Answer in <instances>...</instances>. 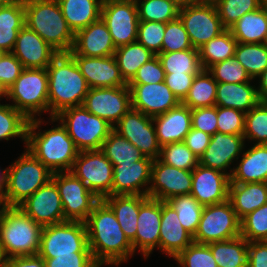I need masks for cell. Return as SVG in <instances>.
Here are the masks:
<instances>
[{
	"mask_svg": "<svg viewBox=\"0 0 267 267\" xmlns=\"http://www.w3.org/2000/svg\"><path fill=\"white\" fill-rule=\"evenodd\" d=\"M230 177L218 170L198 164L192 170L191 195L202 205L209 206L228 200Z\"/></svg>",
	"mask_w": 267,
	"mask_h": 267,
	"instance_id": "23",
	"label": "cell"
},
{
	"mask_svg": "<svg viewBox=\"0 0 267 267\" xmlns=\"http://www.w3.org/2000/svg\"><path fill=\"white\" fill-rule=\"evenodd\" d=\"M17 0H0V6H5L11 3L16 2Z\"/></svg>",
	"mask_w": 267,
	"mask_h": 267,
	"instance_id": "68",
	"label": "cell"
},
{
	"mask_svg": "<svg viewBox=\"0 0 267 267\" xmlns=\"http://www.w3.org/2000/svg\"><path fill=\"white\" fill-rule=\"evenodd\" d=\"M68 221L85 222L94 205L100 200L72 172H56L52 175Z\"/></svg>",
	"mask_w": 267,
	"mask_h": 267,
	"instance_id": "12",
	"label": "cell"
},
{
	"mask_svg": "<svg viewBox=\"0 0 267 267\" xmlns=\"http://www.w3.org/2000/svg\"><path fill=\"white\" fill-rule=\"evenodd\" d=\"M192 190V171L153 161L148 197L168 201L174 196L188 195Z\"/></svg>",
	"mask_w": 267,
	"mask_h": 267,
	"instance_id": "18",
	"label": "cell"
},
{
	"mask_svg": "<svg viewBox=\"0 0 267 267\" xmlns=\"http://www.w3.org/2000/svg\"><path fill=\"white\" fill-rule=\"evenodd\" d=\"M7 100V90L6 88L0 83V102H5Z\"/></svg>",
	"mask_w": 267,
	"mask_h": 267,
	"instance_id": "66",
	"label": "cell"
},
{
	"mask_svg": "<svg viewBox=\"0 0 267 267\" xmlns=\"http://www.w3.org/2000/svg\"><path fill=\"white\" fill-rule=\"evenodd\" d=\"M89 88H110L128 86L121 76L114 56L86 57L71 55Z\"/></svg>",
	"mask_w": 267,
	"mask_h": 267,
	"instance_id": "24",
	"label": "cell"
},
{
	"mask_svg": "<svg viewBox=\"0 0 267 267\" xmlns=\"http://www.w3.org/2000/svg\"><path fill=\"white\" fill-rule=\"evenodd\" d=\"M243 136L247 144H267V107L263 102L245 114Z\"/></svg>",
	"mask_w": 267,
	"mask_h": 267,
	"instance_id": "46",
	"label": "cell"
},
{
	"mask_svg": "<svg viewBox=\"0 0 267 267\" xmlns=\"http://www.w3.org/2000/svg\"><path fill=\"white\" fill-rule=\"evenodd\" d=\"M113 130L136 146L144 157L159 158L161 146L152 117L131 107L113 126Z\"/></svg>",
	"mask_w": 267,
	"mask_h": 267,
	"instance_id": "16",
	"label": "cell"
},
{
	"mask_svg": "<svg viewBox=\"0 0 267 267\" xmlns=\"http://www.w3.org/2000/svg\"><path fill=\"white\" fill-rule=\"evenodd\" d=\"M229 30L238 43H263L267 33V8L264 3L244 14Z\"/></svg>",
	"mask_w": 267,
	"mask_h": 267,
	"instance_id": "33",
	"label": "cell"
},
{
	"mask_svg": "<svg viewBox=\"0 0 267 267\" xmlns=\"http://www.w3.org/2000/svg\"><path fill=\"white\" fill-rule=\"evenodd\" d=\"M207 245L218 267H247L248 241L242 236Z\"/></svg>",
	"mask_w": 267,
	"mask_h": 267,
	"instance_id": "36",
	"label": "cell"
},
{
	"mask_svg": "<svg viewBox=\"0 0 267 267\" xmlns=\"http://www.w3.org/2000/svg\"><path fill=\"white\" fill-rule=\"evenodd\" d=\"M240 236V219L229 200L204 206L196 234L195 243L209 244Z\"/></svg>",
	"mask_w": 267,
	"mask_h": 267,
	"instance_id": "10",
	"label": "cell"
},
{
	"mask_svg": "<svg viewBox=\"0 0 267 267\" xmlns=\"http://www.w3.org/2000/svg\"><path fill=\"white\" fill-rule=\"evenodd\" d=\"M4 207H5V205H4L2 196H0V215H1V212H2V210H3Z\"/></svg>",
	"mask_w": 267,
	"mask_h": 267,
	"instance_id": "69",
	"label": "cell"
},
{
	"mask_svg": "<svg viewBox=\"0 0 267 267\" xmlns=\"http://www.w3.org/2000/svg\"><path fill=\"white\" fill-rule=\"evenodd\" d=\"M139 21L167 23L179 16L180 8L171 0H135Z\"/></svg>",
	"mask_w": 267,
	"mask_h": 267,
	"instance_id": "45",
	"label": "cell"
},
{
	"mask_svg": "<svg viewBox=\"0 0 267 267\" xmlns=\"http://www.w3.org/2000/svg\"><path fill=\"white\" fill-rule=\"evenodd\" d=\"M6 102L29 120L43 118L45 114L49 117L47 70L24 68L17 80L7 89Z\"/></svg>",
	"mask_w": 267,
	"mask_h": 267,
	"instance_id": "7",
	"label": "cell"
},
{
	"mask_svg": "<svg viewBox=\"0 0 267 267\" xmlns=\"http://www.w3.org/2000/svg\"><path fill=\"white\" fill-rule=\"evenodd\" d=\"M162 214V201L139 195V214L137 231L131 241L134 252L144 261L149 260L153 253L159 254V238ZM155 250V251H154Z\"/></svg>",
	"mask_w": 267,
	"mask_h": 267,
	"instance_id": "14",
	"label": "cell"
},
{
	"mask_svg": "<svg viewBox=\"0 0 267 267\" xmlns=\"http://www.w3.org/2000/svg\"><path fill=\"white\" fill-rule=\"evenodd\" d=\"M12 53L24 68L46 69L58 52L26 25L18 32Z\"/></svg>",
	"mask_w": 267,
	"mask_h": 267,
	"instance_id": "27",
	"label": "cell"
},
{
	"mask_svg": "<svg viewBox=\"0 0 267 267\" xmlns=\"http://www.w3.org/2000/svg\"><path fill=\"white\" fill-rule=\"evenodd\" d=\"M217 81L207 70H201L194 78L187 96L181 102L191 110L213 107L216 102Z\"/></svg>",
	"mask_w": 267,
	"mask_h": 267,
	"instance_id": "40",
	"label": "cell"
},
{
	"mask_svg": "<svg viewBox=\"0 0 267 267\" xmlns=\"http://www.w3.org/2000/svg\"><path fill=\"white\" fill-rule=\"evenodd\" d=\"M260 102L267 98V68L255 79Z\"/></svg>",
	"mask_w": 267,
	"mask_h": 267,
	"instance_id": "63",
	"label": "cell"
},
{
	"mask_svg": "<svg viewBox=\"0 0 267 267\" xmlns=\"http://www.w3.org/2000/svg\"><path fill=\"white\" fill-rule=\"evenodd\" d=\"M228 200L241 220L247 214L267 203L265 182L230 183Z\"/></svg>",
	"mask_w": 267,
	"mask_h": 267,
	"instance_id": "31",
	"label": "cell"
},
{
	"mask_svg": "<svg viewBox=\"0 0 267 267\" xmlns=\"http://www.w3.org/2000/svg\"><path fill=\"white\" fill-rule=\"evenodd\" d=\"M46 70L49 117H55L64 109L83 104L90 88L69 53H58Z\"/></svg>",
	"mask_w": 267,
	"mask_h": 267,
	"instance_id": "3",
	"label": "cell"
},
{
	"mask_svg": "<svg viewBox=\"0 0 267 267\" xmlns=\"http://www.w3.org/2000/svg\"><path fill=\"white\" fill-rule=\"evenodd\" d=\"M247 267H267V241L248 242Z\"/></svg>",
	"mask_w": 267,
	"mask_h": 267,
	"instance_id": "61",
	"label": "cell"
},
{
	"mask_svg": "<svg viewBox=\"0 0 267 267\" xmlns=\"http://www.w3.org/2000/svg\"><path fill=\"white\" fill-rule=\"evenodd\" d=\"M263 44L267 47V33H266V36H265Z\"/></svg>",
	"mask_w": 267,
	"mask_h": 267,
	"instance_id": "71",
	"label": "cell"
},
{
	"mask_svg": "<svg viewBox=\"0 0 267 267\" xmlns=\"http://www.w3.org/2000/svg\"><path fill=\"white\" fill-rule=\"evenodd\" d=\"M6 177H7V167L3 168L0 166V196L2 195L4 187L6 185Z\"/></svg>",
	"mask_w": 267,
	"mask_h": 267,
	"instance_id": "65",
	"label": "cell"
},
{
	"mask_svg": "<svg viewBox=\"0 0 267 267\" xmlns=\"http://www.w3.org/2000/svg\"><path fill=\"white\" fill-rule=\"evenodd\" d=\"M221 23L225 29H229L244 14L258 9L263 0H213Z\"/></svg>",
	"mask_w": 267,
	"mask_h": 267,
	"instance_id": "47",
	"label": "cell"
},
{
	"mask_svg": "<svg viewBox=\"0 0 267 267\" xmlns=\"http://www.w3.org/2000/svg\"><path fill=\"white\" fill-rule=\"evenodd\" d=\"M237 44L230 30L225 29L198 49L202 69L207 70L213 64L233 57Z\"/></svg>",
	"mask_w": 267,
	"mask_h": 267,
	"instance_id": "39",
	"label": "cell"
},
{
	"mask_svg": "<svg viewBox=\"0 0 267 267\" xmlns=\"http://www.w3.org/2000/svg\"><path fill=\"white\" fill-rule=\"evenodd\" d=\"M211 137V135L203 131L191 128L183 142L198 158H200L208 147Z\"/></svg>",
	"mask_w": 267,
	"mask_h": 267,
	"instance_id": "60",
	"label": "cell"
},
{
	"mask_svg": "<svg viewBox=\"0 0 267 267\" xmlns=\"http://www.w3.org/2000/svg\"><path fill=\"white\" fill-rule=\"evenodd\" d=\"M26 148L53 173L70 171L79 154L67 129L56 117L29 121Z\"/></svg>",
	"mask_w": 267,
	"mask_h": 267,
	"instance_id": "2",
	"label": "cell"
},
{
	"mask_svg": "<svg viewBox=\"0 0 267 267\" xmlns=\"http://www.w3.org/2000/svg\"><path fill=\"white\" fill-rule=\"evenodd\" d=\"M62 14L75 34L101 18L104 0H57Z\"/></svg>",
	"mask_w": 267,
	"mask_h": 267,
	"instance_id": "32",
	"label": "cell"
},
{
	"mask_svg": "<svg viewBox=\"0 0 267 267\" xmlns=\"http://www.w3.org/2000/svg\"><path fill=\"white\" fill-rule=\"evenodd\" d=\"M5 261H6V258L3 254L1 243H0V267H4Z\"/></svg>",
	"mask_w": 267,
	"mask_h": 267,
	"instance_id": "67",
	"label": "cell"
},
{
	"mask_svg": "<svg viewBox=\"0 0 267 267\" xmlns=\"http://www.w3.org/2000/svg\"><path fill=\"white\" fill-rule=\"evenodd\" d=\"M100 150L113 165L133 163L144 158L136 146L114 130L109 133Z\"/></svg>",
	"mask_w": 267,
	"mask_h": 267,
	"instance_id": "42",
	"label": "cell"
},
{
	"mask_svg": "<svg viewBox=\"0 0 267 267\" xmlns=\"http://www.w3.org/2000/svg\"><path fill=\"white\" fill-rule=\"evenodd\" d=\"M127 85L131 93L132 108L152 118L181 103L165 82Z\"/></svg>",
	"mask_w": 267,
	"mask_h": 267,
	"instance_id": "22",
	"label": "cell"
},
{
	"mask_svg": "<svg viewBox=\"0 0 267 267\" xmlns=\"http://www.w3.org/2000/svg\"><path fill=\"white\" fill-rule=\"evenodd\" d=\"M70 172L100 200L112 195L113 164L100 149L79 151Z\"/></svg>",
	"mask_w": 267,
	"mask_h": 267,
	"instance_id": "11",
	"label": "cell"
},
{
	"mask_svg": "<svg viewBox=\"0 0 267 267\" xmlns=\"http://www.w3.org/2000/svg\"><path fill=\"white\" fill-rule=\"evenodd\" d=\"M25 26L24 0L0 6V50L12 52L18 32Z\"/></svg>",
	"mask_w": 267,
	"mask_h": 267,
	"instance_id": "34",
	"label": "cell"
},
{
	"mask_svg": "<svg viewBox=\"0 0 267 267\" xmlns=\"http://www.w3.org/2000/svg\"><path fill=\"white\" fill-rule=\"evenodd\" d=\"M101 18L116 48L137 40L139 17L135 0H104Z\"/></svg>",
	"mask_w": 267,
	"mask_h": 267,
	"instance_id": "15",
	"label": "cell"
},
{
	"mask_svg": "<svg viewBox=\"0 0 267 267\" xmlns=\"http://www.w3.org/2000/svg\"><path fill=\"white\" fill-rule=\"evenodd\" d=\"M180 9L191 5L199 4L205 0H171Z\"/></svg>",
	"mask_w": 267,
	"mask_h": 267,
	"instance_id": "64",
	"label": "cell"
},
{
	"mask_svg": "<svg viewBox=\"0 0 267 267\" xmlns=\"http://www.w3.org/2000/svg\"><path fill=\"white\" fill-rule=\"evenodd\" d=\"M240 236L248 242L267 241V203L240 220Z\"/></svg>",
	"mask_w": 267,
	"mask_h": 267,
	"instance_id": "50",
	"label": "cell"
},
{
	"mask_svg": "<svg viewBox=\"0 0 267 267\" xmlns=\"http://www.w3.org/2000/svg\"><path fill=\"white\" fill-rule=\"evenodd\" d=\"M103 200L114 211L121 229L131 242L137 231L139 195H109Z\"/></svg>",
	"mask_w": 267,
	"mask_h": 267,
	"instance_id": "35",
	"label": "cell"
},
{
	"mask_svg": "<svg viewBox=\"0 0 267 267\" xmlns=\"http://www.w3.org/2000/svg\"><path fill=\"white\" fill-rule=\"evenodd\" d=\"M25 25L35 31L58 53H69L74 33L69 28L57 0H24Z\"/></svg>",
	"mask_w": 267,
	"mask_h": 267,
	"instance_id": "4",
	"label": "cell"
},
{
	"mask_svg": "<svg viewBox=\"0 0 267 267\" xmlns=\"http://www.w3.org/2000/svg\"><path fill=\"white\" fill-rule=\"evenodd\" d=\"M85 225L88 246L101 267H119L137 257L114 211L104 200L94 205Z\"/></svg>",
	"mask_w": 267,
	"mask_h": 267,
	"instance_id": "1",
	"label": "cell"
},
{
	"mask_svg": "<svg viewBox=\"0 0 267 267\" xmlns=\"http://www.w3.org/2000/svg\"><path fill=\"white\" fill-rule=\"evenodd\" d=\"M207 71L217 83H246L254 81L235 55L210 66Z\"/></svg>",
	"mask_w": 267,
	"mask_h": 267,
	"instance_id": "49",
	"label": "cell"
},
{
	"mask_svg": "<svg viewBox=\"0 0 267 267\" xmlns=\"http://www.w3.org/2000/svg\"><path fill=\"white\" fill-rule=\"evenodd\" d=\"M165 29L166 23L139 21L136 41L157 55L162 49Z\"/></svg>",
	"mask_w": 267,
	"mask_h": 267,
	"instance_id": "53",
	"label": "cell"
},
{
	"mask_svg": "<svg viewBox=\"0 0 267 267\" xmlns=\"http://www.w3.org/2000/svg\"><path fill=\"white\" fill-rule=\"evenodd\" d=\"M165 74H198L201 70L199 51L194 47L183 51L157 54Z\"/></svg>",
	"mask_w": 267,
	"mask_h": 267,
	"instance_id": "41",
	"label": "cell"
},
{
	"mask_svg": "<svg viewBox=\"0 0 267 267\" xmlns=\"http://www.w3.org/2000/svg\"><path fill=\"white\" fill-rule=\"evenodd\" d=\"M24 67L12 52H7L0 60V83L6 90L17 80Z\"/></svg>",
	"mask_w": 267,
	"mask_h": 267,
	"instance_id": "58",
	"label": "cell"
},
{
	"mask_svg": "<svg viewBox=\"0 0 267 267\" xmlns=\"http://www.w3.org/2000/svg\"><path fill=\"white\" fill-rule=\"evenodd\" d=\"M263 2H264V5H265L266 8H267V0H263Z\"/></svg>",
	"mask_w": 267,
	"mask_h": 267,
	"instance_id": "73",
	"label": "cell"
},
{
	"mask_svg": "<svg viewBox=\"0 0 267 267\" xmlns=\"http://www.w3.org/2000/svg\"><path fill=\"white\" fill-rule=\"evenodd\" d=\"M165 71L157 55L144 63L128 84H150L164 82Z\"/></svg>",
	"mask_w": 267,
	"mask_h": 267,
	"instance_id": "56",
	"label": "cell"
},
{
	"mask_svg": "<svg viewBox=\"0 0 267 267\" xmlns=\"http://www.w3.org/2000/svg\"><path fill=\"white\" fill-rule=\"evenodd\" d=\"M158 159L166 165L187 171H192L199 164V158L183 141L161 146Z\"/></svg>",
	"mask_w": 267,
	"mask_h": 267,
	"instance_id": "48",
	"label": "cell"
},
{
	"mask_svg": "<svg viewBox=\"0 0 267 267\" xmlns=\"http://www.w3.org/2000/svg\"><path fill=\"white\" fill-rule=\"evenodd\" d=\"M29 119L10 103L0 102V142L19 139L26 148Z\"/></svg>",
	"mask_w": 267,
	"mask_h": 267,
	"instance_id": "38",
	"label": "cell"
},
{
	"mask_svg": "<svg viewBox=\"0 0 267 267\" xmlns=\"http://www.w3.org/2000/svg\"><path fill=\"white\" fill-rule=\"evenodd\" d=\"M197 74H165L164 82L172 93L182 102L188 94L192 82Z\"/></svg>",
	"mask_w": 267,
	"mask_h": 267,
	"instance_id": "59",
	"label": "cell"
},
{
	"mask_svg": "<svg viewBox=\"0 0 267 267\" xmlns=\"http://www.w3.org/2000/svg\"><path fill=\"white\" fill-rule=\"evenodd\" d=\"M192 48L188 33L180 18L167 22L161 52L183 51Z\"/></svg>",
	"mask_w": 267,
	"mask_h": 267,
	"instance_id": "52",
	"label": "cell"
},
{
	"mask_svg": "<svg viewBox=\"0 0 267 267\" xmlns=\"http://www.w3.org/2000/svg\"><path fill=\"white\" fill-rule=\"evenodd\" d=\"M42 228L19 207L5 206L0 215V243L5 258L38 255Z\"/></svg>",
	"mask_w": 267,
	"mask_h": 267,
	"instance_id": "6",
	"label": "cell"
},
{
	"mask_svg": "<svg viewBox=\"0 0 267 267\" xmlns=\"http://www.w3.org/2000/svg\"><path fill=\"white\" fill-rule=\"evenodd\" d=\"M264 105L267 107V98H265L263 101Z\"/></svg>",
	"mask_w": 267,
	"mask_h": 267,
	"instance_id": "72",
	"label": "cell"
},
{
	"mask_svg": "<svg viewBox=\"0 0 267 267\" xmlns=\"http://www.w3.org/2000/svg\"><path fill=\"white\" fill-rule=\"evenodd\" d=\"M5 53H6L5 51L0 50V60H1V58L3 57V55H4Z\"/></svg>",
	"mask_w": 267,
	"mask_h": 267,
	"instance_id": "70",
	"label": "cell"
},
{
	"mask_svg": "<svg viewBox=\"0 0 267 267\" xmlns=\"http://www.w3.org/2000/svg\"><path fill=\"white\" fill-rule=\"evenodd\" d=\"M175 267H218L207 244L191 243L176 258Z\"/></svg>",
	"mask_w": 267,
	"mask_h": 267,
	"instance_id": "51",
	"label": "cell"
},
{
	"mask_svg": "<svg viewBox=\"0 0 267 267\" xmlns=\"http://www.w3.org/2000/svg\"><path fill=\"white\" fill-rule=\"evenodd\" d=\"M74 252H91L85 222L67 220L42 228L38 253L41 258L74 255Z\"/></svg>",
	"mask_w": 267,
	"mask_h": 267,
	"instance_id": "9",
	"label": "cell"
},
{
	"mask_svg": "<svg viewBox=\"0 0 267 267\" xmlns=\"http://www.w3.org/2000/svg\"><path fill=\"white\" fill-rule=\"evenodd\" d=\"M245 145L243 135L216 132L212 135L204 154L199 158V164L221 171L230 177Z\"/></svg>",
	"mask_w": 267,
	"mask_h": 267,
	"instance_id": "20",
	"label": "cell"
},
{
	"mask_svg": "<svg viewBox=\"0 0 267 267\" xmlns=\"http://www.w3.org/2000/svg\"><path fill=\"white\" fill-rule=\"evenodd\" d=\"M45 267H101L91 252H74V255H54L43 258Z\"/></svg>",
	"mask_w": 267,
	"mask_h": 267,
	"instance_id": "55",
	"label": "cell"
},
{
	"mask_svg": "<svg viewBox=\"0 0 267 267\" xmlns=\"http://www.w3.org/2000/svg\"><path fill=\"white\" fill-rule=\"evenodd\" d=\"M178 17L195 49H199L225 30L213 1L205 0L183 7L179 10Z\"/></svg>",
	"mask_w": 267,
	"mask_h": 267,
	"instance_id": "13",
	"label": "cell"
},
{
	"mask_svg": "<svg viewBox=\"0 0 267 267\" xmlns=\"http://www.w3.org/2000/svg\"><path fill=\"white\" fill-rule=\"evenodd\" d=\"M18 207L42 227L67 221L60 194L52 179Z\"/></svg>",
	"mask_w": 267,
	"mask_h": 267,
	"instance_id": "19",
	"label": "cell"
},
{
	"mask_svg": "<svg viewBox=\"0 0 267 267\" xmlns=\"http://www.w3.org/2000/svg\"><path fill=\"white\" fill-rule=\"evenodd\" d=\"M4 267H45L44 259L39 255L7 258Z\"/></svg>",
	"mask_w": 267,
	"mask_h": 267,
	"instance_id": "62",
	"label": "cell"
},
{
	"mask_svg": "<svg viewBox=\"0 0 267 267\" xmlns=\"http://www.w3.org/2000/svg\"><path fill=\"white\" fill-rule=\"evenodd\" d=\"M260 102L256 81L246 83H218L215 106L233 108L248 113Z\"/></svg>",
	"mask_w": 267,
	"mask_h": 267,
	"instance_id": "30",
	"label": "cell"
},
{
	"mask_svg": "<svg viewBox=\"0 0 267 267\" xmlns=\"http://www.w3.org/2000/svg\"><path fill=\"white\" fill-rule=\"evenodd\" d=\"M267 178V144H247L236 161L230 183L265 182Z\"/></svg>",
	"mask_w": 267,
	"mask_h": 267,
	"instance_id": "28",
	"label": "cell"
},
{
	"mask_svg": "<svg viewBox=\"0 0 267 267\" xmlns=\"http://www.w3.org/2000/svg\"><path fill=\"white\" fill-rule=\"evenodd\" d=\"M55 117L67 129L79 151L101 149L102 143L113 130L111 124L82 105L64 109Z\"/></svg>",
	"mask_w": 267,
	"mask_h": 267,
	"instance_id": "8",
	"label": "cell"
},
{
	"mask_svg": "<svg viewBox=\"0 0 267 267\" xmlns=\"http://www.w3.org/2000/svg\"><path fill=\"white\" fill-rule=\"evenodd\" d=\"M244 130L245 113L233 108L217 106V132L243 135Z\"/></svg>",
	"mask_w": 267,
	"mask_h": 267,
	"instance_id": "54",
	"label": "cell"
},
{
	"mask_svg": "<svg viewBox=\"0 0 267 267\" xmlns=\"http://www.w3.org/2000/svg\"><path fill=\"white\" fill-rule=\"evenodd\" d=\"M235 57L253 80L267 68V47L263 43H238Z\"/></svg>",
	"mask_w": 267,
	"mask_h": 267,
	"instance_id": "43",
	"label": "cell"
},
{
	"mask_svg": "<svg viewBox=\"0 0 267 267\" xmlns=\"http://www.w3.org/2000/svg\"><path fill=\"white\" fill-rule=\"evenodd\" d=\"M114 58L124 81L128 84L138 69L155 56L149 49L135 41L116 48Z\"/></svg>",
	"mask_w": 267,
	"mask_h": 267,
	"instance_id": "37",
	"label": "cell"
},
{
	"mask_svg": "<svg viewBox=\"0 0 267 267\" xmlns=\"http://www.w3.org/2000/svg\"><path fill=\"white\" fill-rule=\"evenodd\" d=\"M18 155L7 166L6 185L1 195L8 207H18L53 175L27 148Z\"/></svg>",
	"mask_w": 267,
	"mask_h": 267,
	"instance_id": "5",
	"label": "cell"
},
{
	"mask_svg": "<svg viewBox=\"0 0 267 267\" xmlns=\"http://www.w3.org/2000/svg\"><path fill=\"white\" fill-rule=\"evenodd\" d=\"M115 50L116 47L107 25L100 18L75 33L74 44L69 54L86 57H107L113 56Z\"/></svg>",
	"mask_w": 267,
	"mask_h": 267,
	"instance_id": "26",
	"label": "cell"
},
{
	"mask_svg": "<svg viewBox=\"0 0 267 267\" xmlns=\"http://www.w3.org/2000/svg\"><path fill=\"white\" fill-rule=\"evenodd\" d=\"M167 202L177 212L181 225L194 237L199 226L204 206L191 194L174 196Z\"/></svg>",
	"mask_w": 267,
	"mask_h": 267,
	"instance_id": "44",
	"label": "cell"
},
{
	"mask_svg": "<svg viewBox=\"0 0 267 267\" xmlns=\"http://www.w3.org/2000/svg\"><path fill=\"white\" fill-rule=\"evenodd\" d=\"M191 125L194 129L214 135L217 132V106L192 109Z\"/></svg>",
	"mask_w": 267,
	"mask_h": 267,
	"instance_id": "57",
	"label": "cell"
},
{
	"mask_svg": "<svg viewBox=\"0 0 267 267\" xmlns=\"http://www.w3.org/2000/svg\"><path fill=\"white\" fill-rule=\"evenodd\" d=\"M152 119L160 146L184 141L192 128L191 109L182 103Z\"/></svg>",
	"mask_w": 267,
	"mask_h": 267,
	"instance_id": "29",
	"label": "cell"
},
{
	"mask_svg": "<svg viewBox=\"0 0 267 267\" xmlns=\"http://www.w3.org/2000/svg\"><path fill=\"white\" fill-rule=\"evenodd\" d=\"M82 106L114 126L132 107L128 86L90 88Z\"/></svg>",
	"mask_w": 267,
	"mask_h": 267,
	"instance_id": "17",
	"label": "cell"
},
{
	"mask_svg": "<svg viewBox=\"0 0 267 267\" xmlns=\"http://www.w3.org/2000/svg\"><path fill=\"white\" fill-rule=\"evenodd\" d=\"M153 159L113 165L112 195L148 196Z\"/></svg>",
	"mask_w": 267,
	"mask_h": 267,
	"instance_id": "21",
	"label": "cell"
},
{
	"mask_svg": "<svg viewBox=\"0 0 267 267\" xmlns=\"http://www.w3.org/2000/svg\"><path fill=\"white\" fill-rule=\"evenodd\" d=\"M193 242V236L181 225L174 208L162 201L159 253L173 262Z\"/></svg>",
	"mask_w": 267,
	"mask_h": 267,
	"instance_id": "25",
	"label": "cell"
}]
</instances>
